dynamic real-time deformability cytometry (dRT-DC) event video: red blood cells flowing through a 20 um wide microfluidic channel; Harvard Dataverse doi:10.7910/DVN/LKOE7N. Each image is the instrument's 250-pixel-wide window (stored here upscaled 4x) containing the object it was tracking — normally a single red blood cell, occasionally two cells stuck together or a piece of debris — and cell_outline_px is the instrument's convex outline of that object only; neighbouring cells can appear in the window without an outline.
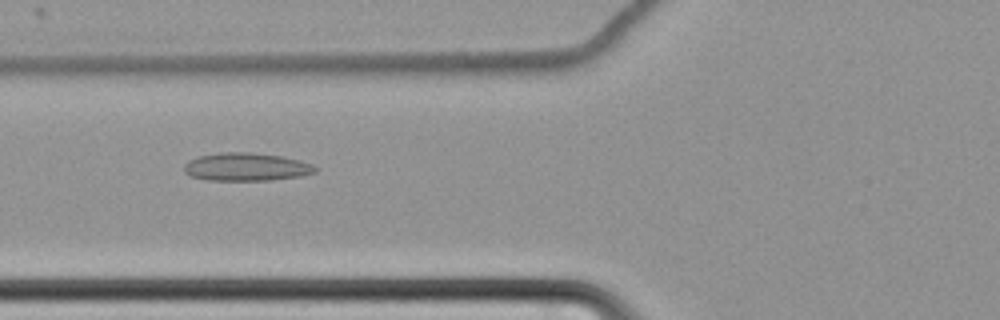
{"species": "common noctule bat (a hibernating species)", "species_latin": "Nyctalus noctula", "temperature_condition": "cold", "stored_images_in_passage": 62, "camera_frame_rate_fps": 3000, "um_per_image_px": 0.085, "animal": {"sex": "female", "body_mass_g": 22.7, "forearm_length_mm": 54.2}, "frame": {"image": 1, "passage_image": 26, "time_ms": 8.333, "image_size_px": [1000, 320], "cell_outline_px": [[320, 168], [316, 172], [304, 176], [272, 180], [208, 180], [188, 176], [184, 172], [184, 164], [188, 160], [200, 156], [220, 152], [248, 152], [284, 156], [300, 160], [312, 164]], "centroid_in_image_um": [20.97, 14.19], "position_along_channel_um": 104.8, "area_um2": 21.79}}
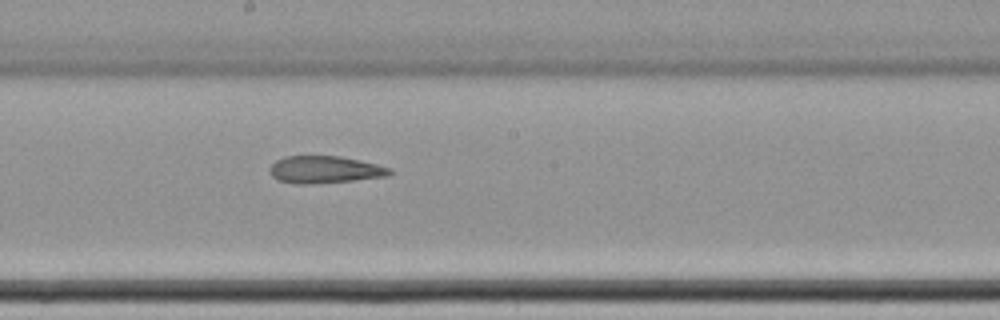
{"frame": {"image": 2, "passage_image": 36, "time_ms": 11.667, "image_size_px": [1000, 320], "cell_outline_px": [[392, 172], [388, 176], [352, 180], [308, 184], [300, 184], [276, 180], [272, 176], [268, 168], [276, 160], [284, 156], [340, 156], [360, 160], [392, 168]], "centroid_in_image_um": [27.58, 14.41], "position_along_channel_um": 220.6, "area_um2": 19.02}}
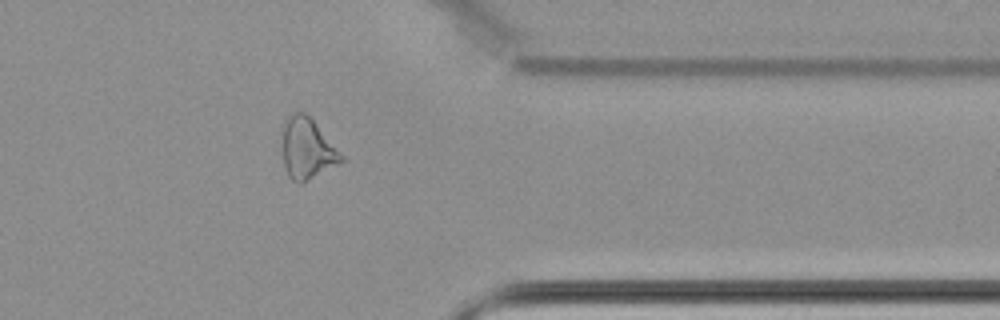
{"frame": {"image": 3, "passage_image": 51, "time_ms": 16.667, "image_size_px": [1000, 320], "cell_outline_px": [[344, 160], [300, 184], [292, 180], [288, 176], [284, 164], [280, 148], [280, 124], [292, 112], [304, 112], [312, 120], [344, 156]], "centroid_in_image_um": [26.01, 12.6], "position_along_channel_um": 385.4, "area_um2": 21.21}, "authors_computed_cell_mechanics": {"area_um2": 22.6576, "velocity_mm_per_s": 3.4685, "shape_relaxation_time_tau1_ms": null, "shape_relaxation_time_tau2_ms": 9.1657, "deformation_change_tau1": null, "deformation_change_tau2": 0.2305}}